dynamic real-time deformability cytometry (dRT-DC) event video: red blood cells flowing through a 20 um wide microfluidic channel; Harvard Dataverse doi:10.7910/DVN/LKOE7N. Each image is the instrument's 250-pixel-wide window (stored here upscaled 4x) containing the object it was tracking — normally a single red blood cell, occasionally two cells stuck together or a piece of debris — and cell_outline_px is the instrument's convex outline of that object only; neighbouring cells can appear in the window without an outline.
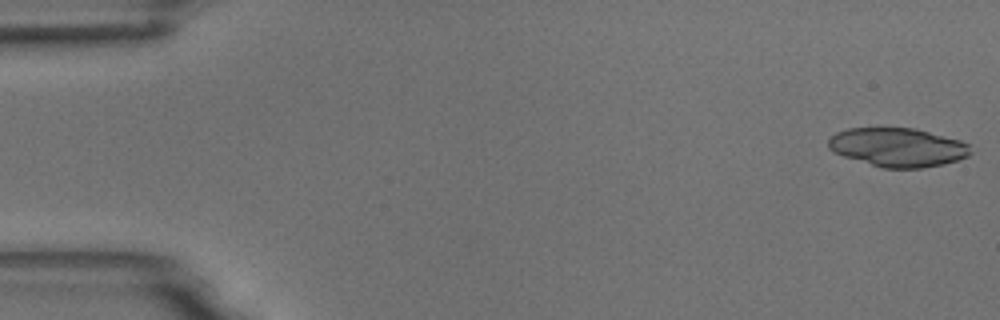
{"species": "common noctule bat (a hibernating species)", "species_latin": "Nyctalus noctula", "temperature_condition": "room temperature", "stored_images_in_passage": 35, "camera_frame_rate_fps": 3000, "um_per_image_px": 0.085, "animal": {"sex": "male", "body_mass_g": 18.8}, "frame": {"image": 1, "passage_image": 1, "time_ms": 0.0, "image_size_px": [1000, 320], "cell_outline_px": [[972, 152], [968, 156], [944, 164], [920, 168], [884, 168], [844, 156], [828, 148], [828, 140], [836, 132], [848, 128], [916, 128], [960, 140], [968, 144]], "centroid_in_image_um": [76.33, 12.51], "position_along_channel_um": 8.7, "area_um2": 31.96}}